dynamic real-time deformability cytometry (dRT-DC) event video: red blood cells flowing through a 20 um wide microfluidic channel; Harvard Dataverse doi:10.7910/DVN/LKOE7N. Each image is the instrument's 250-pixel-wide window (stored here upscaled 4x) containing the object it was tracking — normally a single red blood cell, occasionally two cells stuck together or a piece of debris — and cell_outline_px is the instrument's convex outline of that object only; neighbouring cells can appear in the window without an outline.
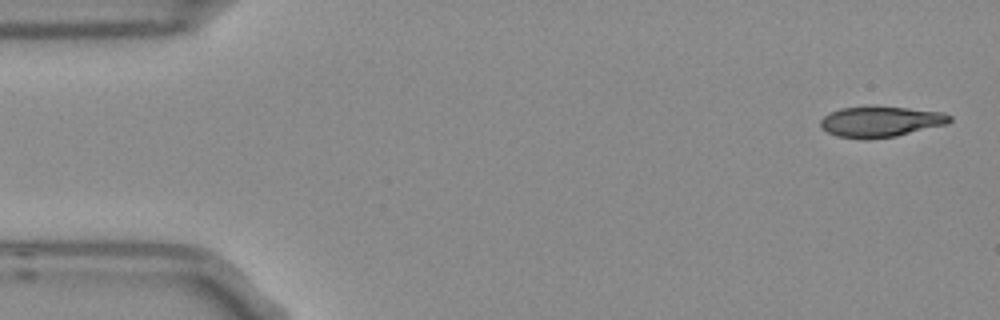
{"species": "Egyptian fruit bat (a non-hibernating species)", "species_latin": "Rousettus aegyptiacus", "temperature_condition": "room temperature", "stored_images_in_passage": 4, "camera_frame_rate_fps": 3000, "um_per_image_px": 0.085, "frame": {"image": 1, "passage_image": 1, "time_ms": 0.0, "image_size_px": [1000, 320], "cell_outline_px": [[952, 120], [948, 124], [896, 136], [868, 140], [864, 140], [836, 136], [828, 132], [820, 124], [820, 120], [828, 112], [840, 108], [872, 104], [944, 112], [952, 116]], "centroid_in_image_um": [74.85, 10.32], "position_along_channel_um": 10.2, "area_um2": 23.87}}